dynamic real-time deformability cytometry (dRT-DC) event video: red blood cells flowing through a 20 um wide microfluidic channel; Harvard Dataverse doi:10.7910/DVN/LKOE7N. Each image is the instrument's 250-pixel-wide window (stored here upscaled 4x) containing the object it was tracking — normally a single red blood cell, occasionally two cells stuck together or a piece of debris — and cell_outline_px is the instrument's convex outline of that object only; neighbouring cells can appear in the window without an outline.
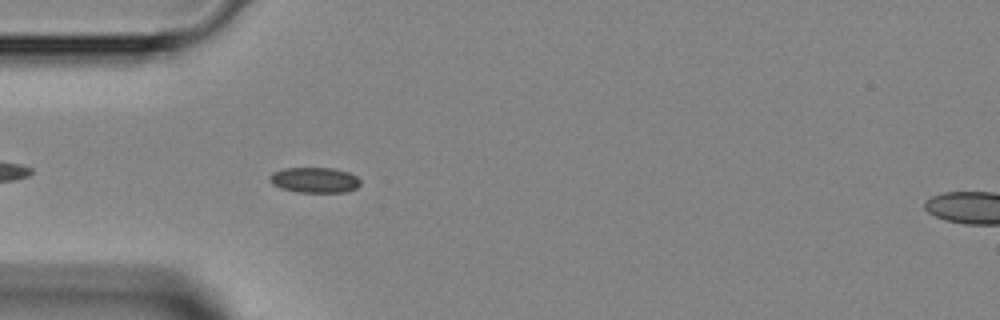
{"species": "Egyptian fruit bat (a non-hibernating species)", "species_latin": "Rousettus aegyptiacus", "temperature_condition": "room temperature", "stored_images_in_passage": 37, "camera_frame_rate_fps": 3000, "um_per_image_px": 0.085, "animal": {"sex": "female"}, "frame": {"image": 1, "passage_image": 4, "time_ms": 1.0, "image_size_px": [1000, 320], "cell_outline_px": [[360, 184], [356, 188], [348, 192], [296, 192], [280, 188], [272, 184], [268, 180], [268, 176], [272, 172], [284, 168], [336, 168], [348, 172], [356, 176], [360, 180]], "centroid_in_image_um": [26.71, 15.3], "position_along_channel_um": 58.3, "area_um2": 13.64}}
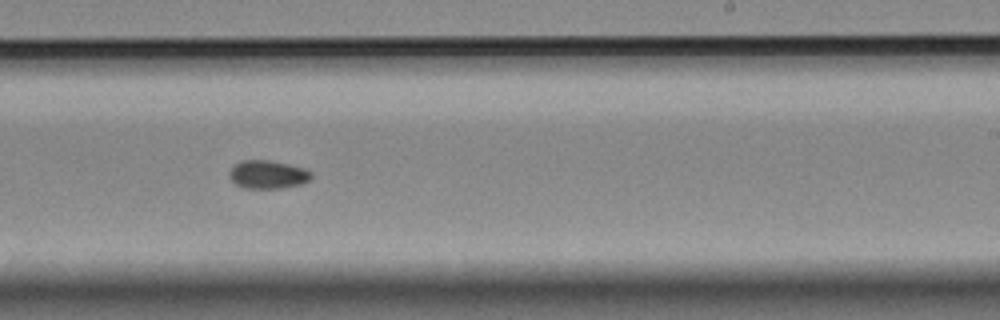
{"frame": {"image": 2, "passage_image": 19, "time_ms": 6.0, "image_size_px": [1000, 320], "cell_outline_px": [[312, 176], [308, 180], [300, 184], [280, 188], [244, 188], [236, 184], [228, 176], [228, 172], [240, 160], [268, 160], [288, 164], [304, 168], [312, 172]], "centroid_in_image_um": [22.74, 14.83], "position_along_channel_um": 266.3, "area_um2": 13.41}}
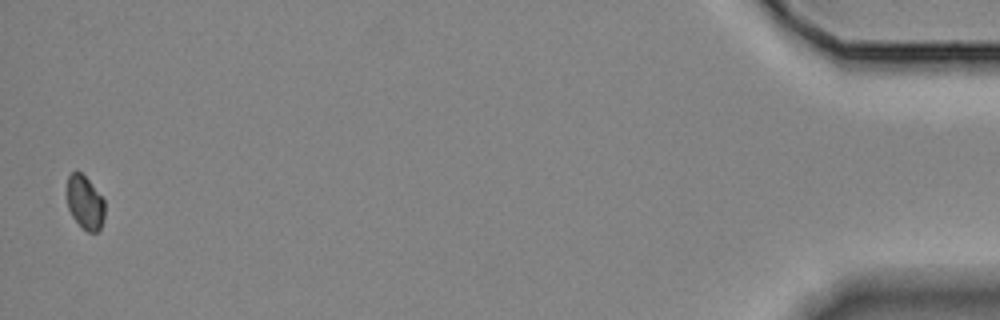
{"frame": {"image": 3, "passage_image": 37, "time_ms": 12.0, "image_size_px": [1000, 320], "cell_outline_px": [[104, 220], [100, 228], [96, 232], [88, 232], [72, 216], [68, 208], [68, 176], [72, 172], [80, 172], [88, 180], [104, 200]], "centroid_in_image_um": [7.24, 17.23], "position_along_channel_um": 428.0, "area_um2": 11.44}}